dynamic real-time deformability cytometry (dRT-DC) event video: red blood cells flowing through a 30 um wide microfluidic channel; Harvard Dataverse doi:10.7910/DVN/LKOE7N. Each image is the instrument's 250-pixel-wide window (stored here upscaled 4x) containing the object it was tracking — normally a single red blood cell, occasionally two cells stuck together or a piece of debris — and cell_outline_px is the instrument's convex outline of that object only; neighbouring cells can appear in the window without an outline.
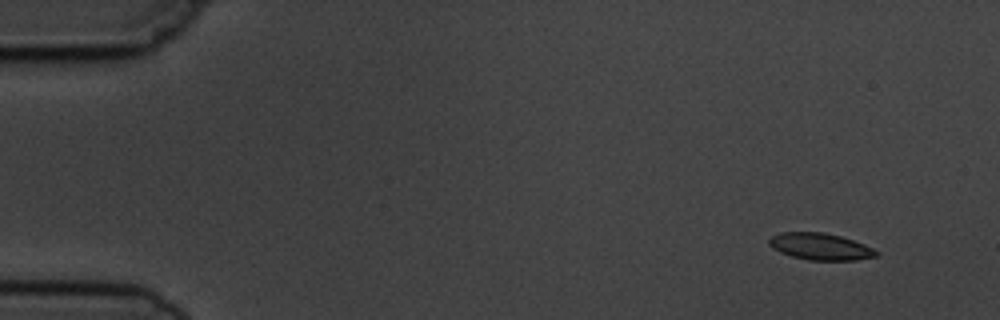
{"species": "common noctule bat (a hibernating species)", "species_latin": "Nyctalus noctula", "temperature_condition": "cold", "stored_images_in_passage": 6, "camera_frame_rate_fps": 3000, "um_per_image_px": 0.085, "animal": {"sex": "male", "body_mass_g": 19.5, "forearm_length_mm": 54.6}, "frame": {"image": 1, "passage_image": 1, "time_ms": 0.0, "image_size_px": [1000, 320], "cell_outline_px": [[880, 252], [876, 256], [856, 260], [808, 260], [792, 256], [780, 252], [772, 248], [768, 244], [768, 240], [772, 236], [780, 232], [824, 232], [840, 236], [864, 244]], "centroid_in_image_um": [69.71, 20.95], "position_along_channel_um": 15.3, "area_um2": 16.7}}
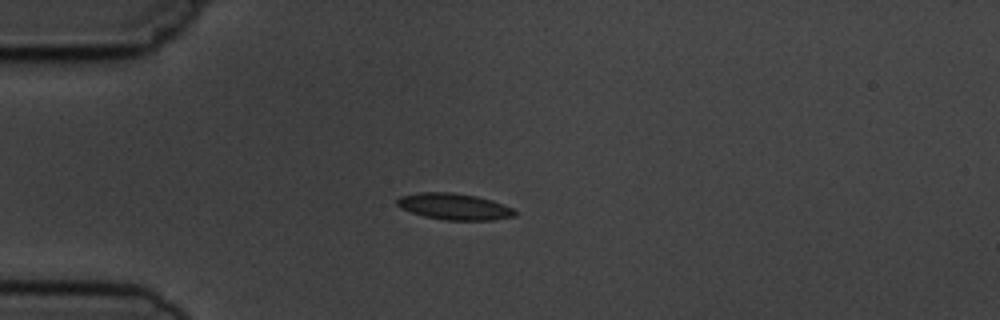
{"frame": {"image": 2, "passage_image": 4, "time_ms": 3.333, "image_size_px": [1000, 320], "cell_outline_px": [[516, 216], [492, 220], [444, 220], [424, 216], [400, 208], [396, 204], [396, 200], [400, 196], [420, 192], [452, 192], [476, 196], [492, 200], [512, 208], [516, 212]], "centroid_in_image_um": [38.59, 17.55], "position_along_channel_um": 46.4, "area_um2": 18.09}}
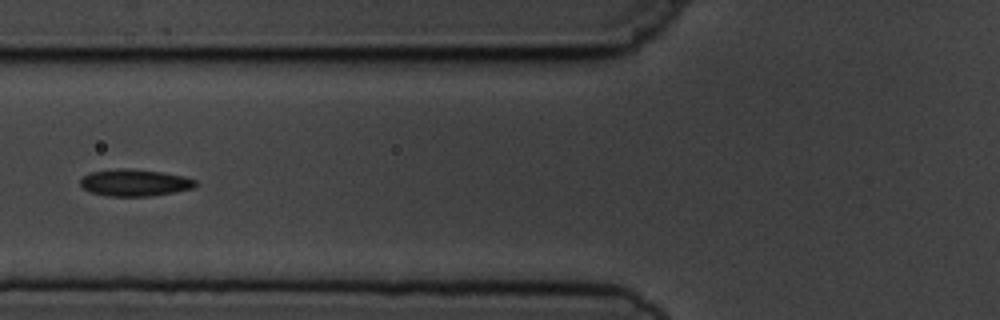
{"frame": {"image": 3, "passage_image": 6, "time_ms": 5.667, "image_size_px": [1000, 320], "cell_outline_px": [[196, 188], [176, 192], [152, 196], [108, 196], [92, 192], [84, 188], [80, 184], [80, 180], [84, 176], [92, 172], [120, 168], [128, 168], [164, 172], [184, 176], [196, 180]], "centroid_in_image_um": [11.51, 15.53], "position_along_channel_um": 114.3, "area_um2": 18.09}}